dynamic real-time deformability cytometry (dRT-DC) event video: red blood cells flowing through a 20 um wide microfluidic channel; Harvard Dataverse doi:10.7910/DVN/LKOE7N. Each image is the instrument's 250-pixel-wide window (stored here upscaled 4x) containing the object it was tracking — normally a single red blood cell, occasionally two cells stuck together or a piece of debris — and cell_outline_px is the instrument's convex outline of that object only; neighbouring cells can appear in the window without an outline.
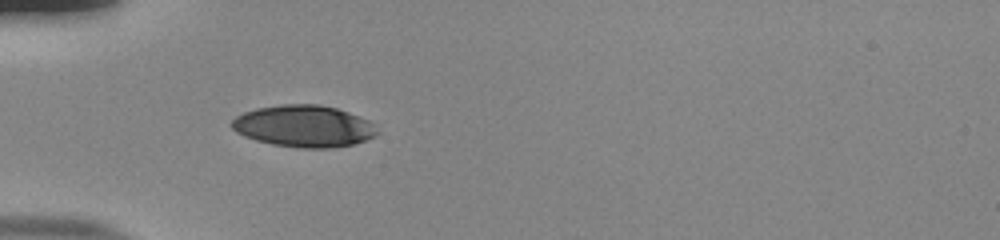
{"species": "human", "species_latin": "Homo sapiens", "temperature_condition": "room temperature", "stored_images_in_passage": 37, "camera_frame_rate_fps": 3000, "um_per_image_px": 0.085, "donor": {"sex": "male"}, "frame": {"image": 1, "passage_image": 1, "time_ms": 0.0, "image_size_px": [1000, 240], "cell_outline_px": [[380, 132], [376, 136], [352, 144], [332, 148], [300, 148], [272, 144], [256, 140], [244, 136], [236, 132], [228, 124], [236, 116], [244, 112], [256, 108], [280, 104], [320, 104], [336, 108], [348, 112], [368, 120]], "centroid_in_image_um": [25.8, 10.72], "position_along_channel_um": 59.2, "area_um2": 35.55}}
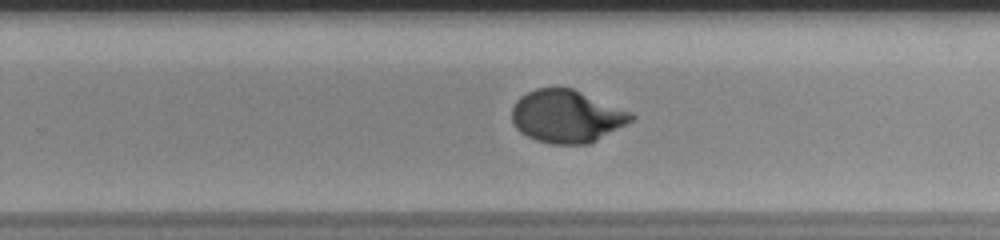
{"frame": {"image": 2, "passage_image": 19, "time_ms": 6.0, "image_size_px": [1000, 240], "cell_outline_px": [[636, 116], [632, 120], [596, 140], [588, 144], [552, 144], [536, 140], [520, 132], [512, 124], [512, 108], [516, 100], [520, 96], [536, 88], [572, 88], [632, 112]], "centroid_in_image_um": [48.14, 9.88], "position_along_channel_um": 281.7, "area_um2": 36.41}}
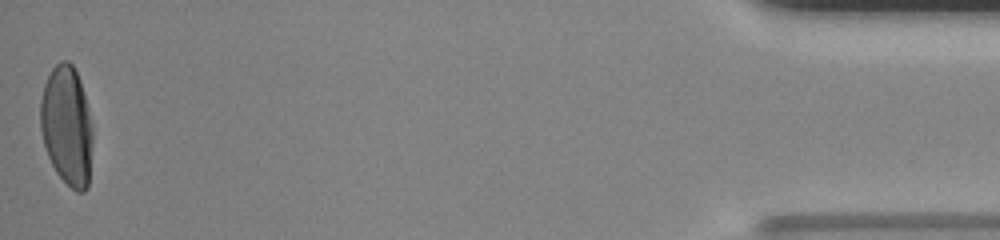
{"frame": {"image": 3, "passage_image": 37, "time_ms": 12.0, "image_size_px": [1000, 240], "cell_outline_px": [[92, 140], [88, 188], [84, 192], [76, 192], [56, 172], [48, 156], [44, 144], [40, 128], [40, 100], [44, 84], [52, 68], [60, 60], [68, 60], [72, 64], [80, 80], [88, 108], [92, 124]], "centroid_in_image_um": [5.68, 10.68], "position_along_channel_um": 429.5, "area_um2": 36.41}, "authors_computed_cell_mechanics": {"area_um2": 36.4718, "velocity_mm_per_s": 3.8491, "shape_relaxation_time_tau1_ms": 4.2114, "shape_relaxation_time_tau2_ms": null, "deformation_change_tau1": 0.1981, "deformation_change_tau2": null}}